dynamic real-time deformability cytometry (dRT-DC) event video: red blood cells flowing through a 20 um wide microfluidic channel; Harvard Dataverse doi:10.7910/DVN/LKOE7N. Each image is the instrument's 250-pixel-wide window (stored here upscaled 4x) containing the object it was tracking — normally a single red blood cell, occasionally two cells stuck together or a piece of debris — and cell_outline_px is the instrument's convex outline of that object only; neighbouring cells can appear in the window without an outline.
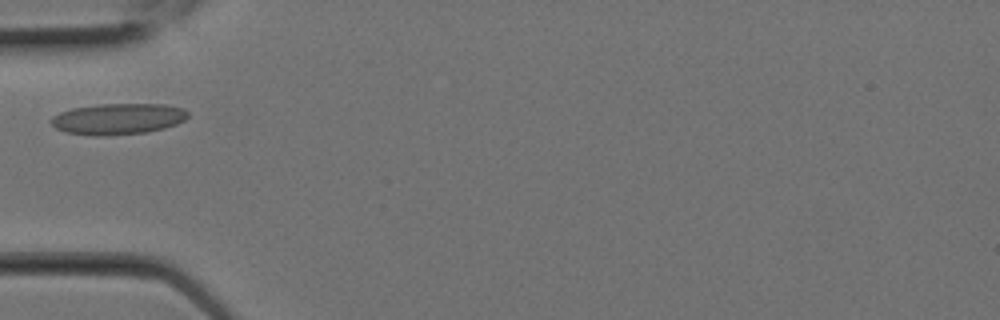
{"species": "Egyptian fruit bat (a non-hibernating species)", "species_latin": "Rousettus aegyptiacus", "temperature_condition": "room temperature", "stored_images_in_passage": 4, "camera_frame_rate_fps": 3000, "um_per_image_px": 0.085, "animal": {"sex": "female"}, "frame": {"image": 1, "passage_image": 2, "time_ms": 0.333, "image_size_px": [1000, 320], "cell_outline_px": [[188, 116], [184, 120], [176, 124], [164, 128], [148, 132], [104, 136], [92, 136], [64, 132], [56, 128], [48, 120], [52, 116], [60, 112], [72, 108], [96, 104], [164, 104], [184, 108], [188, 112]], "centroid_in_image_um": [10.0, 10.11], "position_along_channel_um": 75.0, "area_um2": 25.09}}
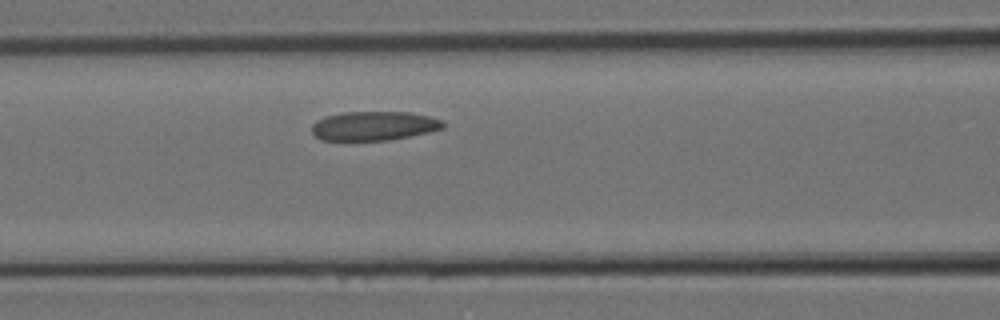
{"frame": {"image": 2, "passage_image": 4, "time_ms": 1.0, "image_size_px": [1000, 320], "cell_outline_px": [[444, 128], [428, 132], [392, 140], [320, 140], [312, 132], [312, 124], [316, 120], [324, 116], [344, 112], [408, 112], [428, 116], [444, 120]], "centroid_in_image_um": [31.77, 10.7], "position_along_channel_um": 134.8, "area_um2": 22.37}}